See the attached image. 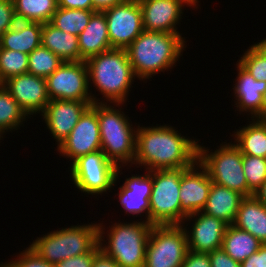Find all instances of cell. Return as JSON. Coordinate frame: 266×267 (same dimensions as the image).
I'll list each match as a JSON object with an SVG mask.
<instances>
[{
	"mask_svg": "<svg viewBox=\"0 0 266 267\" xmlns=\"http://www.w3.org/2000/svg\"><path fill=\"white\" fill-rule=\"evenodd\" d=\"M238 61L255 80L266 82V58L253 46H250Z\"/></svg>",
	"mask_w": 266,
	"mask_h": 267,
	"instance_id": "cell-34",
	"label": "cell"
},
{
	"mask_svg": "<svg viewBox=\"0 0 266 267\" xmlns=\"http://www.w3.org/2000/svg\"><path fill=\"white\" fill-rule=\"evenodd\" d=\"M186 1H188L189 3H190V5L192 6V8H198V3H199V1L198 0H186ZM196 5H197V7H196Z\"/></svg>",
	"mask_w": 266,
	"mask_h": 267,
	"instance_id": "cell-48",
	"label": "cell"
},
{
	"mask_svg": "<svg viewBox=\"0 0 266 267\" xmlns=\"http://www.w3.org/2000/svg\"><path fill=\"white\" fill-rule=\"evenodd\" d=\"M99 243L98 224H84L54 230L37 237L29 248L52 265L90 252Z\"/></svg>",
	"mask_w": 266,
	"mask_h": 267,
	"instance_id": "cell-6",
	"label": "cell"
},
{
	"mask_svg": "<svg viewBox=\"0 0 266 267\" xmlns=\"http://www.w3.org/2000/svg\"><path fill=\"white\" fill-rule=\"evenodd\" d=\"M58 7L67 9L93 10L92 0H58Z\"/></svg>",
	"mask_w": 266,
	"mask_h": 267,
	"instance_id": "cell-40",
	"label": "cell"
},
{
	"mask_svg": "<svg viewBox=\"0 0 266 267\" xmlns=\"http://www.w3.org/2000/svg\"><path fill=\"white\" fill-rule=\"evenodd\" d=\"M125 0H92L93 11H103Z\"/></svg>",
	"mask_w": 266,
	"mask_h": 267,
	"instance_id": "cell-42",
	"label": "cell"
},
{
	"mask_svg": "<svg viewBox=\"0 0 266 267\" xmlns=\"http://www.w3.org/2000/svg\"><path fill=\"white\" fill-rule=\"evenodd\" d=\"M249 232L263 244L266 243V206L254 196L241 200L236 218L232 224Z\"/></svg>",
	"mask_w": 266,
	"mask_h": 267,
	"instance_id": "cell-24",
	"label": "cell"
},
{
	"mask_svg": "<svg viewBox=\"0 0 266 267\" xmlns=\"http://www.w3.org/2000/svg\"><path fill=\"white\" fill-rule=\"evenodd\" d=\"M93 102L78 100H50L42 114L43 120L50 130L57 147L68 137L82 114Z\"/></svg>",
	"mask_w": 266,
	"mask_h": 267,
	"instance_id": "cell-16",
	"label": "cell"
},
{
	"mask_svg": "<svg viewBox=\"0 0 266 267\" xmlns=\"http://www.w3.org/2000/svg\"><path fill=\"white\" fill-rule=\"evenodd\" d=\"M237 77L235 79L234 105L237 110L242 113H249L251 119L255 118L261 120V109L263 104V96L266 91V82L255 80L250 73H248L239 63L236 64Z\"/></svg>",
	"mask_w": 266,
	"mask_h": 267,
	"instance_id": "cell-20",
	"label": "cell"
},
{
	"mask_svg": "<svg viewBox=\"0 0 266 267\" xmlns=\"http://www.w3.org/2000/svg\"><path fill=\"white\" fill-rule=\"evenodd\" d=\"M260 265L266 267V243L260 246Z\"/></svg>",
	"mask_w": 266,
	"mask_h": 267,
	"instance_id": "cell-46",
	"label": "cell"
},
{
	"mask_svg": "<svg viewBox=\"0 0 266 267\" xmlns=\"http://www.w3.org/2000/svg\"><path fill=\"white\" fill-rule=\"evenodd\" d=\"M181 267H211L209 254L188 250Z\"/></svg>",
	"mask_w": 266,
	"mask_h": 267,
	"instance_id": "cell-39",
	"label": "cell"
},
{
	"mask_svg": "<svg viewBox=\"0 0 266 267\" xmlns=\"http://www.w3.org/2000/svg\"><path fill=\"white\" fill-rule=\"evenodd\" d=\"M143 28L145 31L177 33L176 25L181 21L186 0H140Z\"/></svg>",
	"mask_w": 266,
	"mask_h": 267,
	"instance_id": "cell-17",
	"label": "cell"
},
{
	"mask_svg": "<svg viewBox=\"0 0 266 267\" xmlns=\"http://www.w3.org/2000/svg\"><path fill=\"white\" fill-rule=\"evenodd\" d=\"M220 147V148H219ZM198 144L197 161L206 169L212 182L237 191L244 197L253 196L243 171V154L232 143L222 142L218 149L209 151Z\"/></svg>",
	"mask_w": 266,
	"mask_h": 267,
	"instance_id": "cell-8",
	"label": "cell"
},
{
	"mask_svg": "<svg viewBox=\"0 0 266 267\" xmlns=\"http://www.w3.org/2000/svg\"><path fill=\"white\" fill-rule=\"evenodd\" d=\"M112 105L110 103L91 105L97 111L101 150L117 167L126 166L128 163L132 166L136 154L137 128L135 126L133 128L129 117L121 111L120 106L123 104Z\"/></svg>",
	"mask_w": 266,
	"mask_h": 267,
	"instance_id": "cell-4",
	"label": "cell"
},
{
	"mask_svg": "<svg viewBox=\"0 0 266 267\" xmlns=\"http://www.w3.org/2000/svg\"><path fill=\"white\" fill-rule=\"evenodd\" d=\"M145 175L135 174L125 179L119 187L118 200L126 214L141 215L145 213V222L150 223L149 199L152 192V177L146 170Z\"/></svg>",
	"mask_w": 266,
	"mask_h": 267,
	"instance_id": "cell-19",
	"label": "cell"
},
{
	"mask_svg": "<svg viewBox=\"0 0 266 267\" xmlns=\"http://www.w3.org/2000/svg\"><path fill=\"white\" fill-rule=\"evenodd\" d=\"M187 251V235L182 225H153L144 267H181Z\"/></svg>",
	"mask_w": 266,
	"mask_h": 267,
	"instance_id": "cell-10",
	"label": "cell"
},
{
	"mask_svg": "<svg viewBox=\"0 0 266 267\" xmlns=\"http://www.w3.org/2000/svg\"><path fill=\"white\" fill-rule=\"evenodd\" d=\"M99 243L83 255L67 258L55 265V267H91L96 254L100 251Z\"/></svg>",
	"mask_w": 266,
	"mask_h": 267,
	"instance_id": "cell-37",
	"label": "cell"
},
{
	"mask_svg": "<svg viewBox=\"0 0 266 267\" xmlns=\"http://www.w3.org/2000/svg\"><path fill=\"white\" fill-rule=\"evenodd\" d=\"M0 267H55V265L50 264L27 247L17 255L15 260L1 262Z\"/></svg>",
	"mask_w": 266,
	"mask_h": 267,
	"instance_id": "cell-35",
	"label": "cell"
},
{
	"mask_svg": "<svg viewBox=\"0 0 266 267\" xmlns=\"http://www.w3.org/2000/svg\"><path fill=\"white\" fill-rule=\"evenodd\" d=\"M139 220L116 222L107 232L102 227L103 223H98L100 249L114 259L119 267H144L148 237L153 225ZM106 233L107 236L103 235Z\"/></svg>",
	"mask_w": 266,
	"mask_h": 267,
	"instance_id": "cell-5",
	"label": "cell"
},
{
	"mask_svg": "<svg viewBox=\"0 0 266 267\" xmlns=\"http://www.w3.org/2000/svg\"><path fill=\"white\" fill-rule=\"evenodd\" d=\"M249 125L234 131V144L243 155L266 158V121L251 119Z\"/></svg>",
	"mask_w": 266,
	"mask_h": 267,
	"instance_id": "cell-26",
	"label": "cell"
},
{
	"mask_svg": "<svg viewBox=\"0 0 266 267\" xmlns=\"http://www.w3.org/2000/svg\"><path fill=\"white\" fill-rule=\"evenodd\" d=\"M261 121H266V91L263 96V104L261 109Z\"/></svg>",
	"mask_w": 266,
	"mask_h": 267,
	"instance_id": "cell-47",
	"label": "cell"
},
{
	"mask_svg": "<svg viewBox=\"0 0 266 267\" xmlns=\"http://www.w3.org/2000/svg\"><path fill=\"white\" fill-rule=\"evenodd\" d=\"M91 267H119L114 259L107 256L103 251H99L92 263Z\"/></svg>",
	"mask_w": 266,
	"mask_h": 267,
	"instance_id": "cell-41",
	"label": "cell"
},
{
	"mask_svg": "<svg viewBox=\"0 0 266 267\" xmlns=\"http://www.w3.org/2000/svg\"><path fill=\"white\" fill-rule=\"evenodd\" d=\"M137 126L133 164L147 171L189 168L198 159L199 140L183 136L170 125Z\"/></svg>",
	"mask_w": 266,
	"mask_h": 267,
	"instance_id": "cell-1",
	"label": "cell"
},
{
	"mask_svg": "<svg viewBox=\"0 0 266 267\" xmlns=\"http://www.w3.org/2000/svg\"><path fill=\"white\" fill-rule=\"evenodd\" d=\"M121 166L111 162L102 150L80 156L71 163L70 173L73 184L81 192L104 194L116 185Z\"/></svg>",
	"mask_w": 266,
	"mask_h": 267,
	"instance_id": "cell-9",
	"label": "cell"
},
{
	"mask_svg": "<svg viewBox=\"0 0 266 267\" xmlns=\"http://www.w3.org/2000/svg\"><path fill=\"white\" fill-rule=\"evenodd\" d=\"M2 85L28 116L42 114L50 102L44 77L26 73L7 79Z\"/></svg>",
	"mask_w": 266,
	"mask_h": 267,
	"instance_id": "cell-15",
	"label": "cell"
},
{
	"mask_svg": "<svg viewBox=\"0 0 266 267\" xmlns=\"http://www.w3.org/2000/svg\"><path fill=\"white\" fill-rule=\"evenodd\" d=\"M94 12L58 7L49 23L59 30L78 36L86 28Z\"/></svg>",
	"mask_w": 266,
	"mask_h": 267,
	"instance_id": "cell-30",
	"label": "cell"
},
{
	"mask_svg": "<svg viewBox=\"0 0 266 267\" xmlns=\"http://www.w3.org/2000/svg\"><path fill=\"white\" fill-rule=\"evenodd\" d=\"M211 267H241V263L234 260L222 248L208 253Z\"/></svg>",
	"mask_w": 266,
	"mask_h": 267,
	"instance_id": "cell-38",
	"label": "cell"
},
{
	"mask_svg": "<svg viewBox=\"0 0 266 267\" xmlns=\"http://www.w3.org/2000/svg\"><path fill=\"white\" fill-rule=\"evenodd\" d=\"M103 12L111 48L126 49L144 31L142 10L138 1L125 0Z\"/></svg>",
	"mask_w": 266,
	"mask_h": 267,
	"instance_id": "cell-12",
	"label": "cell"
},
{
	"mask_svg": "<svg viewBox=\"0 0 266 267\" xmlns=\"http://www.w3.org/2000/svg\"><path fill=\"white\" fill-rule=\"evenodd\" d=\"M17 21L50 22L57 11L58 0H13Z\"/></svg>",
	"mask_w": 266,
	"mask_h": 267,
	"instance_id": "cell-28",
	"label": "cell"
},
{
	"mask_svg": "<svg viewBox=\"0 0 266 267\" xmlns=\"http://www.w3.org/2000/svg\"><path fill=\"white\" fill-rule=\"evenodd\" d=\"M30 117L32 116H28L9 91L0 84V134L3 136L6 132L20 129L23 122Z\"/></svg>",
	"mask_w": 266,
	"mask_h": 267,
	"instance_id": "cell-29",
	"label": "cell"
},
{
	"mask_svg": "<svg viewBox=\"0 0 266 267\" xmlns=\"http://www.w3.org/2000/svg\"><path fill=\"white\" fill-rule=\"evenodd\" d=\"M85 63L88 83L90 86L93 84L104 97L100 103L124 104L127 101L136 77L126 49L112 48L88 58Z\"/></svg>",
	"mask_w": 266,
	"mask_h": 267,
	"instance_id": "cell-3",
	"label": "cell"
},
{
	"mask_svg": "<svg viewBox=\"0 0 266 267\" xmlns=\"http://www.w3.org/2000/svg\"><path fill=\"white\" fill-rule=\"evenodd\" d=\"M263 57L266 58V38L252 45Z\"/></svg>",
	"mask_w": 266,
	"mask_h": 267,
	"instance_id": "cell-45",
	"label": "cell"
},
{
	"mask_svg": "<svg viewBox=\"0 0 266 267\" xmlns=\"http://www.w3.org/2000/svg\"><path fill=\"white\" fill-rule=\"evenodd\" d=\"M242 163L248 188L255 192L266 179V158L243 155Z\"/></svg>",
	"mask_w": 266,
	"mask_h": 267,
	"instance_id": "cell-33",
	"label": "cell"
},
{
	"mask_svg": "<svg viewBox=\"0 0 266 267\" xmlns=\"http://www.w3.org/2000/svg\"><path fill=\"white\" fill-rule=\"evenodd\" d=\"M241 267H261L260 265V248L241 263Z\"/></svg>",
	"mask_w": 266,
	"mask_h": 267,
	"instance_id": "cell-43",
	"label": "cell"
},
{
	"mask_svg": "<svg viewBox=\"0 0 266 267\" xmlns=\"http://www.w3.org/2000/svg\"><path fill=\"white\" fill-rule=\"evenodd\" d=\"M262 244L249 232L238 229L234 225H228L222 241V249L234 260L242 263L256 253Z\"/></svg>",
	"mask_w": 266,
	"mask_h": 267,
	"instance_id": "cell-27",
	"label": "cell"
},
{
	"mask_svg": "<svg viewBox=\"0 0 266 267\" xmlns=\"http://www.w3.org/2000/svg\"><path fill=\"white\" fill-rule=\"evenodd\" d=\"M211 186L212 180L198 161L186 168L181 174V209L187 215L202 211L206 206Z\"/></svg>",
	"mask_w": 266,
	"mask_h": 267,
	"instance_id": "cell-18",
	"label": "cell"
},
{
	"mask_svg": "<svg viewBox=\"0 0 266 267\" xmlns=\"http://www.w3.org/2000/svg\"><path fill=\"white\" fill-rule=\"evenodd\" d=\"M63 157L73 163L80 156L101 150L97 111L90 106L80 117L68 137L57 147Z\"/></svg>",
	"mask_w": 266,
	"mask_h": 267,
	"instance_id": "cell-13",
	"label": "cell"
},
{
	"mask_svg": "<svg viewBox=\"0 0 266 267\" xmlns=\"http://www.w3.org/2000/svg\"><path fill=\"white\" fill-rule=\"evenodd\" d=\"M28 60V73L44 78L50 76L64 63L56 54L42 45L28 55Z\"/></svg>",
	"mask_w": 266,
	"mask_h": 267,
	"instance_id": "cell-31",
	"label": "cell"
},
{
	"mask_svg": "<svg viewBox=\"0 0 266 267\" xmlns=\"http://www.w3.org/2000/svg\"><path fill=\"white\" fill-rule=\"evenodd\" d=\"M43 24L39 22L17 21L0 37V48L30 54L41 46Z\"/></svg>",
	"mask_w": 266,
	"mask_h": 267,
	"instance_id": "cell-23",
	"label": "cell"
},
{
	"mask_svg": "<svg viewBox=\"0 0 266 267\" xmlns=\"http://www.w3.org/2000/svg\"><path fill=\"white\" fill-rule=\"evenodd\" d=\"M16 23L13 0H0V37Z\"/></svg>",
	"mask_w": 266,
	"mask_h": 267,
	"instance_id": "cell-36",
	"label": "cell"
},
{
	"mask_svg": "<svg viewBox=\"0 0 266 267\" xmlns=\"http://www.w3.org/2000/svg\"><path fill=\"white\" fill-rule=\"evenodd\" d=\"M181 35L144 30L126 48L135 77L144 81L159 72L173 69L187 46Z\"/></svg>",
	"mask_w": 266,
	"mask_h": 267,
	"instance_id": "cell-2",
	"label": "cell"
},
{
	"mask_svg": "<svg viewBox=\"0 0 266 267\" xmlns=\"http://www.w3.org/2000/svg\"><path fill=\"white\" fill-rule=\"evenodd\" d=\"M28 54L0 48V84L7 79L28 73Z\"/></svg>",
	"mask_w": 266,
	"mask_h": 267,
	"instance_id": "cell-32",
	"label": "cell"
},
{
	"mask_svg": "<svg viewBox=\"0 0 266 267\" xmlns=\"http://www.w3.org/2000/svg\"><path fill=\"white\" fill-rule=\"evenodd\" d=\"M45 80L50 100L100 103L101 98H97L89 89L91 87L85 61L64 62Z\"/></svg>",
	"mask_w": 266,
	"mask_h": 267,
	"instance_id": "cell-11",
	"label": "cell"
},
{
	"mask_svg": "<svg viewBox=\"0 0 266 267\" xmlns=\"http://www.w3.org/2000/svg\"><path fill=\"white\" fill-rule=\"evenodd\" d=\"M184 220L183 224L194 221L190 230H188L189 227L182 225L187 235L188 250L210 253L215 249L222 248V241L228 227L227 223L202 211L187 215Z\"/></svg>",
	"mask_w": 266,
	"mask_h": 267,
	"instance_id": "cell-14",
	"label": "cell"
},
{
	"mask_svg": "<svg viewBox=\"0 0 266 267\" xmlns=\"http://www.w3.org/2000/svg\"><path fill=\"white\" fill-rule=\"evenodd\" d=\"M243 198L244 196L239 192L212 182L207 203L202 212L232 225Z\"/></svg>",
	"mask_w": 266,
	"mask_h": 267,
	"instance_id": "cell-22",
	"label": "cell"
},
{
	"mask_svg": "<svg viewBox=\"0 0 266 267\" xmlns=\"http://www.w3.org/2000/svg\"><path fill=\"white\" fill-rule=\"evenodd\" d=\"M41 45L63 62L80 61L78 36L59 30L49 22L43 24Z\"/></svg>",
	"mask_w": 266,
	"mask_h": 267,
	"instance_id": "cell-25",
	"label": "cell"
},
{
	"mask_svg": "<svg viewBox=\"0 0 266 267\" xmlns=\"http://www.w3.org/2000/svg\"><path fill=\"white\" fill-rule=\"evenodd\" d=\"M253 196L266 206V179L261 186L253 192Z\"/></svg>",
	"mask_w": 266,
	"mask_h": 267,
	"instance_id": "cell-44",
	"label": "cell"
},
{
	"mask_svg": "<svg viewBox=\"0 0 266 267\" xmlns=\"http://www.w3.org/2000/svg\"><path fill=\"white\" fill-rule=\"evenodd\" d=\"M186 168H169L149 171L152 192L149 199L150 224L183 225L187 214L181 209V174Z\"/></svg>",
	"mask_w": 266,
	"mask_h": 267,
	"instance_id": "cell-7",
	"label": "cell"
},
{
	"mask_svg": "<svg viewBox=\"0 0 266 267\" xmlns=\"http://www.w3.org/2000/svg\"><path fill=\"white\" fill-rule=\"evenodd\" d=\"M78 44L80 50V61H85L88 58L108 51L111 48L107 21L103 11H95L91 19L83 30L78 35Z\"/></svg>",
	"mask_w": 266,
	"mask_h": 267,
	"instance_id": "cell-21",
	"label": "cell"
}]
</instances>
